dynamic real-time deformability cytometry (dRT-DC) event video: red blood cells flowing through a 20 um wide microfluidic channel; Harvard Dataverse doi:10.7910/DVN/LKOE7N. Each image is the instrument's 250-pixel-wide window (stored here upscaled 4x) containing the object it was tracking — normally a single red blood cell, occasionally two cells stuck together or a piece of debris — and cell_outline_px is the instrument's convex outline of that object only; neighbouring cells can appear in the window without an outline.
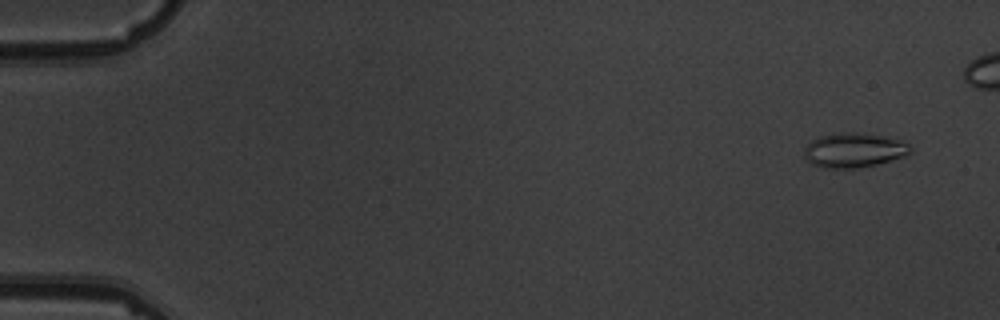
{"species": "common noctule bat (a hibernating species)", "species_latin": "Nyctalus noctula", "temperature_condition": "warm", "stored_images_in_passage": 7, "camera_frame_rate_fps": 3000, "um_per_image_px": 0.085, "animal": {"sex": "male", "body_mass_g": 19.5, "forearm_length_mm": 54.6}, "frame": {"image": 1, "passage_image": 2, "time_ms": 1.0, "image_size_px": [1000, 320], "cell_outline_px": [[912, 152], [904, 156], [876, 164], [856, 168], [824, 168], [812, 164], [804, 156], [804, 148], [812, 140], [820, 136], [840, 132], [856, 132], [884, 136], [900, 140], [908, 144], [912, 148]], "centroid_in_image_um": [72.58, 12.76], "position_along_channel_um": 12.4, "area_um2": 21.33}}